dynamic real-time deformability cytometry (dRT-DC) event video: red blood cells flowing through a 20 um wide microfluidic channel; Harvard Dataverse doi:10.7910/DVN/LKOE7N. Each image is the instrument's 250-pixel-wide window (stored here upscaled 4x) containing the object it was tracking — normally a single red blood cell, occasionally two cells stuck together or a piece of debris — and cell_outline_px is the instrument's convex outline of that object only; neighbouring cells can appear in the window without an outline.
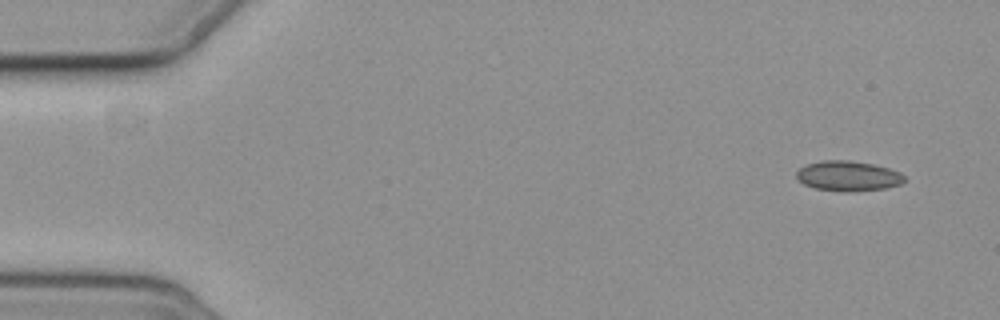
{"species": "common noctule bat (a hibernating species)", "species_latin": "Nyctalus noctula", "temperature_condition": "cold", "stored_images_in_passage": 3, "camera_frame_rate_fps": 3000, "um_per_image_px": 0.085, "animal": {"sex": "female", "body_mass_g": 19.3, "forearm_length_mm": 54.1}, "frame": {"image": 1, "passage_image": 3, "time_ms": 2.333, "image_size_px": [1000, 320], "cell_outline_px": [[904, 180], [900, 184], [884, 188], [848, 192], [844, 192], [816, 188], [804, 184], [796, 176], [796, 172], [800, 168], [808, 164], [824, 160], [848, 160], [872, 164], [888, 168], [900, 172], [904, 176]], "centroid_in_image_um": [72.08, 14.96], "position_along_channel_um": 12.9, "area_um2": 18.67}}